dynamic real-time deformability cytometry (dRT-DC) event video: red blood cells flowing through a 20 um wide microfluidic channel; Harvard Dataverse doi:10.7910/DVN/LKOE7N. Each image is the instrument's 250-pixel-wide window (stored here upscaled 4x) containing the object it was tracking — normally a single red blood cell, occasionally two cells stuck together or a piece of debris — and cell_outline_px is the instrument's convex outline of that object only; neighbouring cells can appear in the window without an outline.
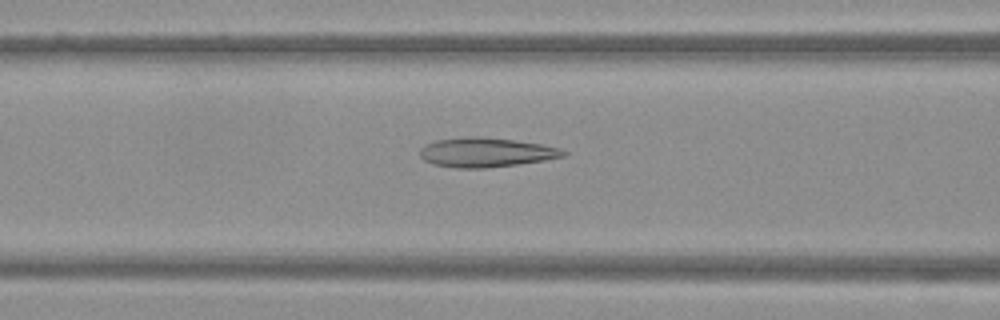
{"species": "Egyptian fruit bat (a non-hibernating species)", "species_latin": "Rousettus aegyptiacus", "temperature_condition": "warm", "stored_images_in_passage": 49, "camera_frame_rate_fps": 3000, "um_per_image_px": 0.085, "frame": {"image": 1, "passage_image": 20, "time_ms": 6.333, "image_size_px": [1000, 320], "cell_outline_px": [[568, 152], [564, 156], [544, 160], [516, 164], [484, 168], [456, 168], [432, 164], [424, 160], [420, 156], [420, 148], [424, 144], [436, 140], [468, 136], [480, 136], [512, 140], [540, 144], [560, 148]], "centroid_in_image_um": [41.26, 12.95], "position_along_channel_um": 125.3, "area_um2": 24.51}}
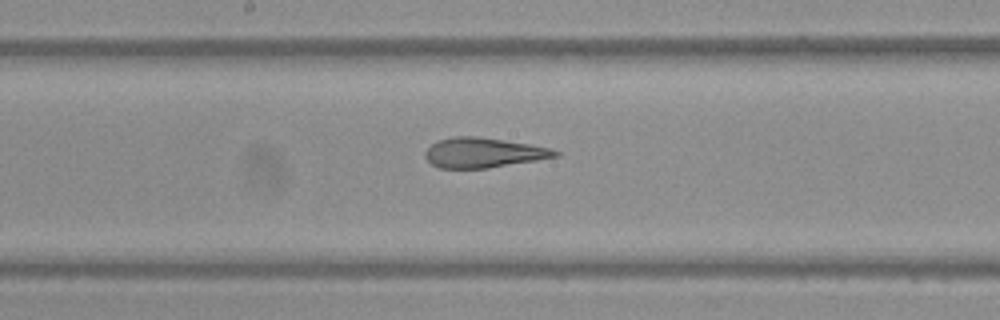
{"frame": {"image": 2, "passage_image": 26, "time_ms": 8.333, "image_size_px": [1000, 320], "cell_outline_px": [[560, 156], [488, 168], [440, 168], [432, 164], [424, 156], [424, 152], [436, 140], [452, 136], [476, 136], [504, 140], [528, 144], [548, 148], [560, 152]], "centroid_in_image_um": [41.05, 12.97], "position_along_channel_um": 207.2, "area_um2": 22.54}}
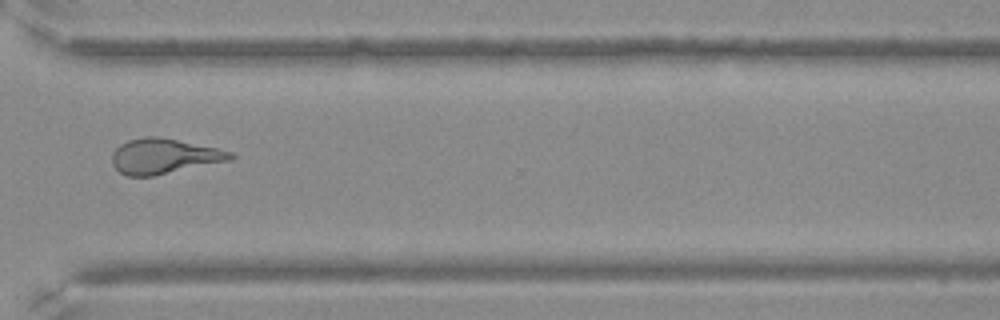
{"frame": {"image": 3, "passage_image": 37, "time_ms": 12.0, "image_size_px": [1000, 320], "cell_outline_px": [[236, 156], [232, 160], [152, 176], [128, 176], [120, 172], [112, 164], [112, 152], [120, 144], [128, 140], [144, 136], [156, 136], [216, 148], [232, 152]], "centroid_in_image_um": [13.92, 13.28], "position_along_channel_um": 356.7, "area_um2": 24.1}}